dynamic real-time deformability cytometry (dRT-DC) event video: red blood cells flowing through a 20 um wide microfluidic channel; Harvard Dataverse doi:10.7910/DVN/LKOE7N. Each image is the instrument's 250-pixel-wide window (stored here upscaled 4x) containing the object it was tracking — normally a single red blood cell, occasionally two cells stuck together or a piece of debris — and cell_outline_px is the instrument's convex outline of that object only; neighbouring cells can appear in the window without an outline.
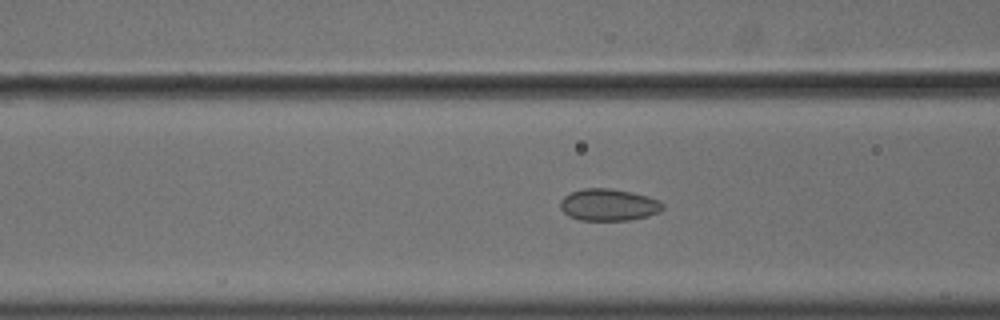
{"species": "common noctule bat (a hibernating species)", "species_latin": "Nyctalus noctula", "temperature_condition": "cold", "stored_images_in_passage": 57, "camera_frame_rate_fps": 3000, "um_per_image_px": 0.085, "animal": {"sex": "male", "body_mass_g": 18.8}, "frame": {"image": 1, "passage_image": 24, "time_ms": 7.667, "image_size_px": [1000, 320], "cell_outline_px": [[664, 208], [660, 212], [648, 216], [628, 220], [580, 220], [568, 216], [560, 208], [560, 200], [564, 196], [572, 192], [584, 188], [608, 188], [632, 192], [648, 196], [660, 200], [664, 204]], "centroid_in_image_um": [51.75, 17.41], "position_along_channel_um": 114.8, "area_um2": 19.19}}
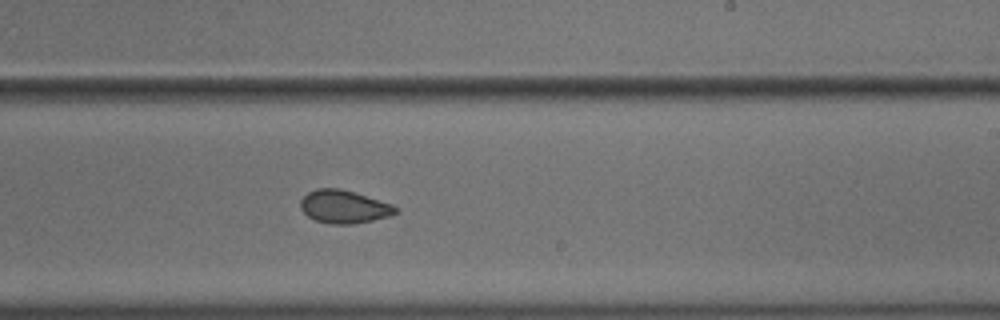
{"frame": {"image": 2, "passage_image": 36, "time_ms": 11.667, "image_size_px": [1000, 320], "cell_outline_px": [[396, 212], [388, 216], [356, 224], [332, 224], [316, 220], [308, 216], [300, 208], [300, 200], [308, 192], [316, 188], [340, 188], [392, 204], [396, 208]], "centroid_in_image_um": [29.19, 17.57], "position_along_channel_um": 259.8, "area_um2": 18.09}}
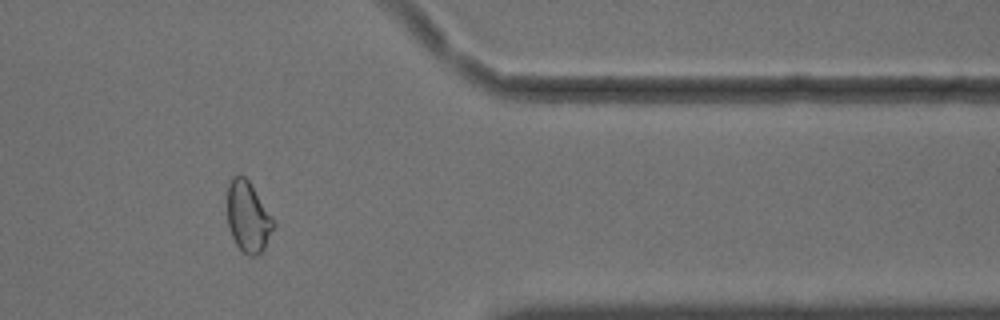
{"frame": {"image": 3, "passage_image": 48, "time_ms": 15.667, "image_size_px": [1000, 320], "cell_outline_px": [[276, 224], [264, 248], [256, 256], [248, 256], [236, 244], [232, 236], [228, 224], [228, 184], [232, 176], [244, 176], [248, 180], [272, 216]], "centroid_in_image_um": [21.09, 18.44], "position_along_channel_um": 390.3, "area_um2": 18.79}, "authors_computed_cell_mechanics": {"area_um2": 19.7098, "velocity_mm_per_s": 3.6123, "shape_relaxation_time_tau1_ms": null, "shape_relaxation_time_tau2_ms": 2.0866, "deformation_change_tau1": null, "deformation_change_tau2": 0.0554}}